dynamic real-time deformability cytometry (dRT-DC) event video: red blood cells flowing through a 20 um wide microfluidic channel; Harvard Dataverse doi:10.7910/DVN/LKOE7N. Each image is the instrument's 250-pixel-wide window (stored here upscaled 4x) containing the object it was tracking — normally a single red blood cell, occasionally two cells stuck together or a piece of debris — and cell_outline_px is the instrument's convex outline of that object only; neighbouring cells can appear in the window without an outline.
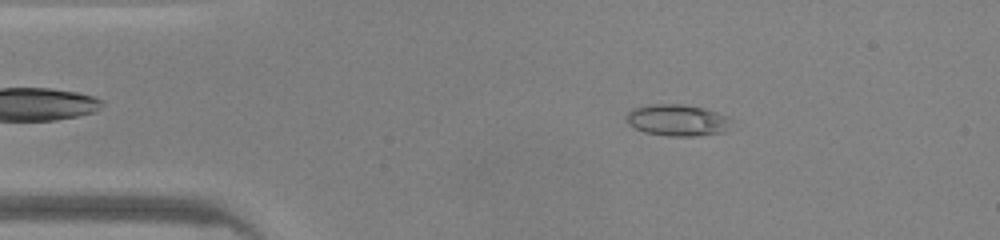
{"species": "common noctule bat (a hibernating species)", "species_latin": "Nyctalus noctula", "temperature_condition": "warm", "stored_images_in_passage": 39, "camera_frame_rate_fps": 3000, "um_per_image_px": 0.085, "animal": {"sex": "male", "body_mass_g": 20.0, "forearm_length_mm": 53.3}, "frame": {"image": 1, "passage_image": 7, "time_ms": 2.0, "image_size_px": [1000, 240], "cell_outline_px": [[736, 120], [724, 132], [696, 136], [668, 136], [644, 132], [628, 124], [628, 112], [632, 108], [648, 104], [684, 104], [704, 108], [728, 116]], "centroid_in_image_um": [57.63, 10.21], "position_along_channel_um": 27.4, "area_um2": 19.54}}
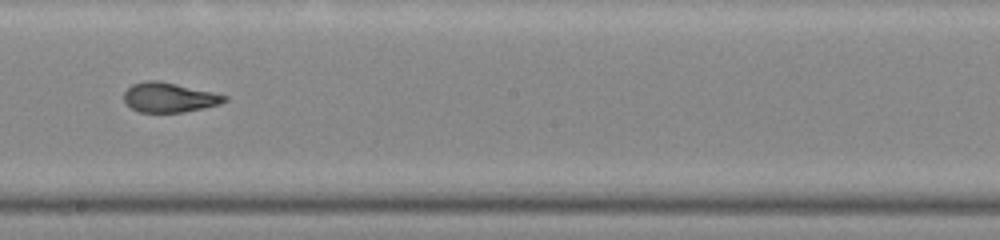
{"frame": {"image": 2, "passage_image": 25, "time_ms": 8.0, "image_size_px": [1000, 240], "cell_outline_px": [[228, 100], [220, 104], [204, 108], [184, 112], [140, 112], [132, 108], [124, 100], [124, 92], [132, 84], [148, 80], [156, 80], [176, 84], [212, 92], [228, 96]], "centroid_in_image_um": [14.39, 8.28], "position_along_channel_um": 233.8, "area_um2": 17.22}}
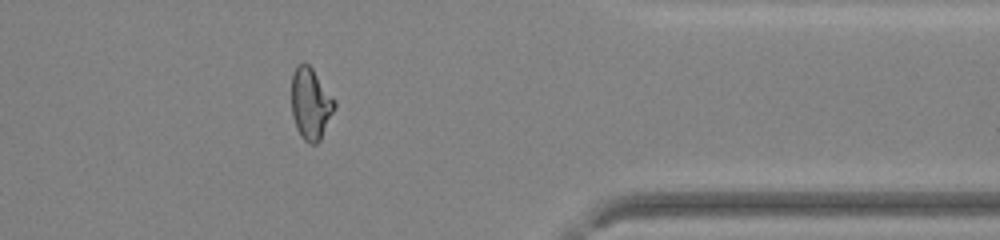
{"frame": {"image": 3, "passage_image": 37, "time_ms": 12.0, "image_size_px": [1000, 240], "cell_outline_px": [[336, 104], [320, 140], [316, 144], [308, 144], [300, 136], [296, 128], [292, 116], [292, 72], [296, 64], [304, 60], [312, 68], [336, 100]], "centroid_in_image_um": [26.38, 8.78], "position_along_channel_um": 385.0, "area_um2": 18.15}, "authors_computed_cell_mechanics": {"area_um2": 17.8602, "velocity_mm_per_s": 4.2771, "shape_relaxation_time_tau1_ms": 9.6337, "shape_relaxation_time_tau2_ms": 1.1276, "deformation_change_tau1": 0.354, "deformation_change_tau2": 0.0702}}